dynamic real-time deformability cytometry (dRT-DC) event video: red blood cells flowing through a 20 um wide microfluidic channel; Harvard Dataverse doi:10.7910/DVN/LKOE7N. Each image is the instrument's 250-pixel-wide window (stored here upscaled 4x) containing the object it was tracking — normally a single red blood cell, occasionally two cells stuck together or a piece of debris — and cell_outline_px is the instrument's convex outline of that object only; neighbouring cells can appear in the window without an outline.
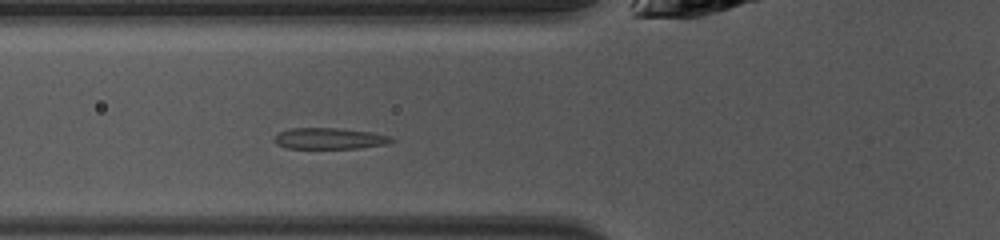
{"species": "common noctule bat (a hibernating species)", "species_latin": "Nyctalus noctula", "temperature_condition": "warm", "stored_images_in_passage": 4, "camera_frame_rate_fps": 3000, "um_per_image_px": 0.085, "animal": {"sex": "female", "body_mass_g": 10.0, "forearm_length_mm": 53.1}, "frame": {"image": 1, "passage_image": 4, "time_ms": 1.0, "image_size_px": [1000, 240], "cell_outline_px": [[396, 140], [388, 144], [360, 148], [284, 148], [276, 144], [272, 140], [280, 132], [288, 128], [336, 128], [372, 132], [392, 136]], "centroid_in_image_um": [28.03, 11.77], "position_along_channel_um": 97.8, "area_um2": 14.62}}